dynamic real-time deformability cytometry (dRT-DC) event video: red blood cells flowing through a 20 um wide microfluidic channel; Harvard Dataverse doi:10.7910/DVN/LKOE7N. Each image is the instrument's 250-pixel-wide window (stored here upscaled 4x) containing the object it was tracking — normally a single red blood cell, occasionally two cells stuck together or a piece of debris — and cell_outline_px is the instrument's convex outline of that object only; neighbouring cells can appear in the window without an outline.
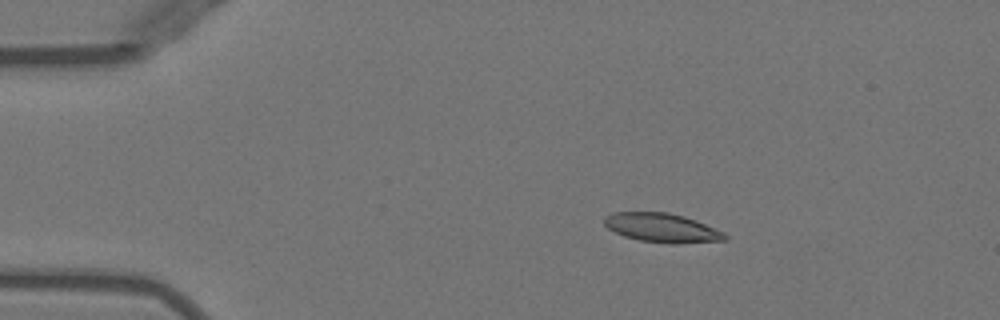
{"species": "Egyptian fruit bat (a non-hibernating species)", "species_latin": "Rousettus aegyptiacus", "temperature_condition": "warm", "stored_images_in_passage": 43, "camera_frame_rate_fps": 3000, "um_per_image_px": 0.085, "animal": {"sex": "female"}, "frame": {"image": 1, "passage_image": 1, "time_ms": 0.0, "image_size_px": [1000, 320], "cell_outline_px": [[728, 240], [676, 244], [672, 244], [640, 240], [624, 236], [608, 228], [604, 224], [604, 216], [616, 212], [668, 212], [684, 216], [696, 220], [724, 232], [728, 236]], "centroid_in_image_um": [56.3, 19.36], "position_along_channel_um": 28.7, "area_um2": 20.46}}
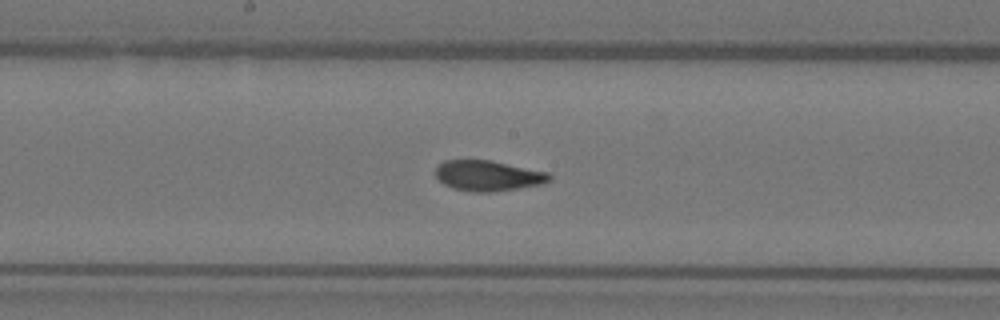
{"frame": {"image": 2, "passage_image": 19, "time_ms": 6.0, "image_size_px": [1000, 320], "cell_outline_px": [[552, 180], [544, 184], [492, 192], [472, 192], [452, 188], [444, 184], [436, 176], [436, 168], [444, 160], [492, 160], [548, 172], [552, 176]], "centroid_in_image_um": [41.52, 14.93], "position_along_channel_um": 206.7, "area_um2": 20.35}}
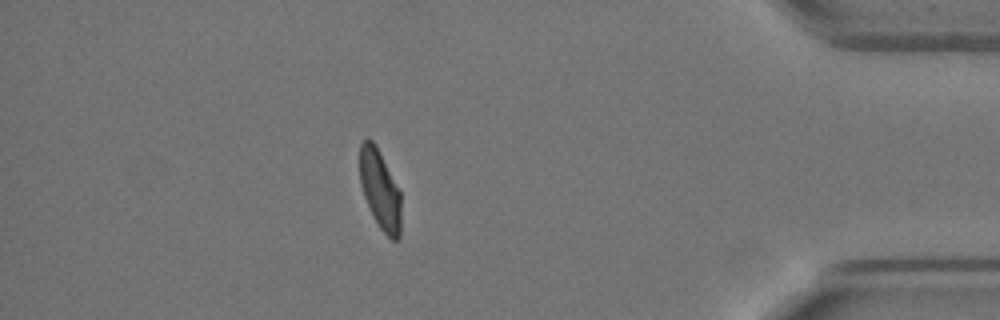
{"frame": {"image": 3, "passage_image": 37, "time_ms": 12.0, "image_size_px": [1000, 320], "cell_outline_px": [[400, 236], [396, 240], [392, 240], [380, 228], [364, 196], [360, 184], [360, 144], [368, 136], [376, 144], [400, 188]], "centroid_in_image_um": [32.31, 16.05], "position_along_channel_um": 402.9, "area_um2": 19.13}, "authors_computed_cell_mechanics": {"area_um2": 20.4034, "velocity_mm_per_s": 3.9695, "shape_relaxation_time_tau1_ms": 8.6264, "shape_relaxation_time_tau2_ms": 1.2728, "deformation_change_tau1": 0.2441, "deformation_change_tau2": 0.074}}